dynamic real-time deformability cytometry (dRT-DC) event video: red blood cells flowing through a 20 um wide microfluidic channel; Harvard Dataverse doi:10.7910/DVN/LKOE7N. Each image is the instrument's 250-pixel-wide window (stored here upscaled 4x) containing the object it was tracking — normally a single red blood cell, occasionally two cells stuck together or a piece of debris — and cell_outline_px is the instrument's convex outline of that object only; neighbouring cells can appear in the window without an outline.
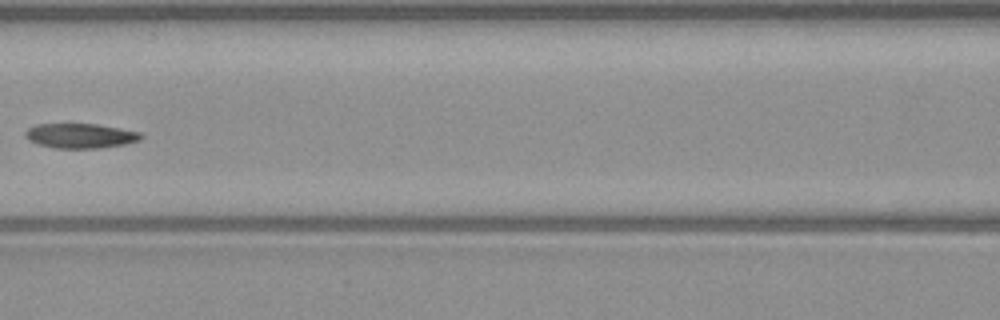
{"species": "common noctule bat (a hibernating species)", "species_latin": "Nyctalus noctula", "temperature_condition": "warm", "stored_images_in_passage": 5, "camera_frame_rate_fps": 3000, "um_per_image_px": 0.085, "animal": {"sex": "male", "body_mass_g": 23.1, "forearm_length_mm": 52.7}, "frame": {"image": 1, "passage_image": 5, "time_ms": 4.667, "image_size_px": [1000, 320], "cell_outline_px": [[144, 136], [140, 140], [124, 144], [100, 148], [56, 148], [40, 144], [28, 140], [24, 136], [24, 132], [28, 128], [36, 124], [96, 124], [120, 128], [140, 132]], "centroid_in_image_um": [6.83, 11.54], "position_along_channel_um": 159.8, "area_um2": 16.65}}